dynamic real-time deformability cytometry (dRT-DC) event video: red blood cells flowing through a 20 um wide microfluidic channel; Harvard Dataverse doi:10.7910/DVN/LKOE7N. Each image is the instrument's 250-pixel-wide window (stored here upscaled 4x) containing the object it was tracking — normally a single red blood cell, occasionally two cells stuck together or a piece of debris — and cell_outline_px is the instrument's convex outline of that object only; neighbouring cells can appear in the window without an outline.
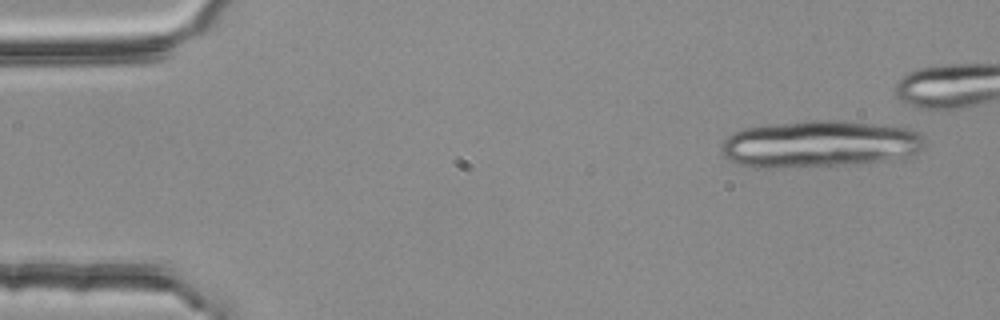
{"species": "common noctule bat (a hibernating species)", "species_latin": "Nyctalus noctula", "temperature_condition": "room temperature", "stored_images_in_passage": 4, "camera_frame_rate_fps": 3000, "um_per_image_px": 0.085, "animal": {"sex": "female", "body_mass_g": 25.1}, "frame": {"image": 1, "passage_image": 1, "time_ms": 0.0, "image_size_px": [1000, 320], "cell_outline_px": [[924, 148], [916, 156], [900, 160], [844, 164], [776, 168], [760, 168], [740, 164], [724, 156], [720, 152], [720, 148], [724, 140], [732, 132], [744, 128], [764, 124], [812, 120], [840, 120], [892, 124], [912, 128], [920, 132], [924, 136]], "centroid_in_image_um": [69.78, 12.22], "position_along_channel_um": 15.2, "area_um2": 56.99}}